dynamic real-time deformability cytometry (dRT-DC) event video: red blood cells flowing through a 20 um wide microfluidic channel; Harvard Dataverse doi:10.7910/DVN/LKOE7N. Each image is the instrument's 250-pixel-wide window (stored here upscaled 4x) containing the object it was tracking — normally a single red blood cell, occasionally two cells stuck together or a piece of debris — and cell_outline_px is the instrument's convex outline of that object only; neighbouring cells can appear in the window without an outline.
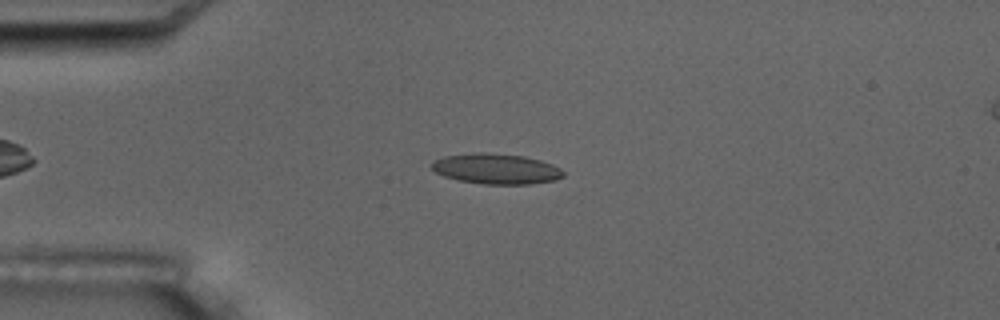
{"species": "common noctule bat (a hibernating species)", "species_latin": "Nyctalus noctula", "temperature_condition": "room temperature", "stored_images_in_passage": 7, "camera_frame_rate_fps": 3000, "um_per_image_px": 0.085, "animal": {"sex": "male", "body_mass_g": 17.5, "forearm_length_mm": 52.3}, "frame": {"image": 1, "passage_image": 5, "time_ms": 4.333, "image_size_px": [1000, 320], "cell_outline_px": [[564, 176], [556, 180], [528, 184], [484, 184], [460, 180], [444, 176], [436, 172], [432, 168], [432, 160], [444, 156], [472, 152], [488, 152], [524, 156], [540, 160], [552, 164], [560, 168], [564, 172]], "centroid_in_image_um": [42.17, 14.34], "position_along_channel_um": 42.8, "area_um2": 23.41}}